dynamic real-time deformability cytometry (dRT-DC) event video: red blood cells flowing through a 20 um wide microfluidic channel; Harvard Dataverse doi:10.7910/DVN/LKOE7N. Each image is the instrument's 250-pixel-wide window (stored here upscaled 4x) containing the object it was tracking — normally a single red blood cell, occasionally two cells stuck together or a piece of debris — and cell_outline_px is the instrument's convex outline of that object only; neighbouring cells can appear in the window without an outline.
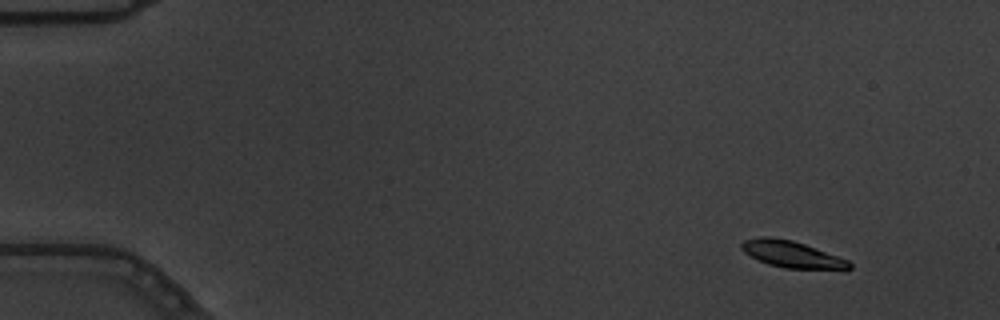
{"species": "common noctule bat (a hibernating species)", "species_latin": "Nyctalus noctula", "temperature_condition": "warm", "stored_images_in_passage": 4, "camera_frame_rate_fps": 3000, "um_per_image_px": 0.085, "animal": {"sex": "male", "body_mass_g": 19.5, "forearm_length_mm": 54.6}, "frame": {"image": 1, "passage_image": 1, "time_ms": 0.0, "image_size_px": [1000, 320], "cell_outline_px": [[852, 268], [784, 268], [768, 264], [744, 252], [740, 248], [740, 244], [744, 240], [760, 236], [772, 236], [792, 240], [804, 244], [848, 260], [852, 264]], "centroid_in_image_um": [67.23, 21.58], "position_along_channel_um": 17.8, "area_um2": 16.36}}
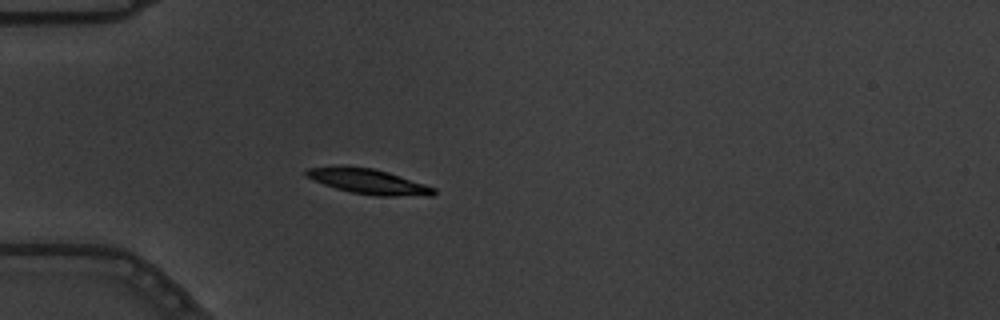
{"frame": {"image": 2, "passage_image": 4, "time_ms": 1.0, "image_size_px": [1000, 320], "cell_outline_px": [[436, 192], [432, 196], [376, 196], [352, 192], [336, 188], [324, 184], [304, 176], [304, 172], [308, 168], [372, 168], [388, 172], [436, 188]], "centroid_in_image_um": [31.4, 15.47], "position_along_channel_um": 53.6, "area_um2": 17.98}}